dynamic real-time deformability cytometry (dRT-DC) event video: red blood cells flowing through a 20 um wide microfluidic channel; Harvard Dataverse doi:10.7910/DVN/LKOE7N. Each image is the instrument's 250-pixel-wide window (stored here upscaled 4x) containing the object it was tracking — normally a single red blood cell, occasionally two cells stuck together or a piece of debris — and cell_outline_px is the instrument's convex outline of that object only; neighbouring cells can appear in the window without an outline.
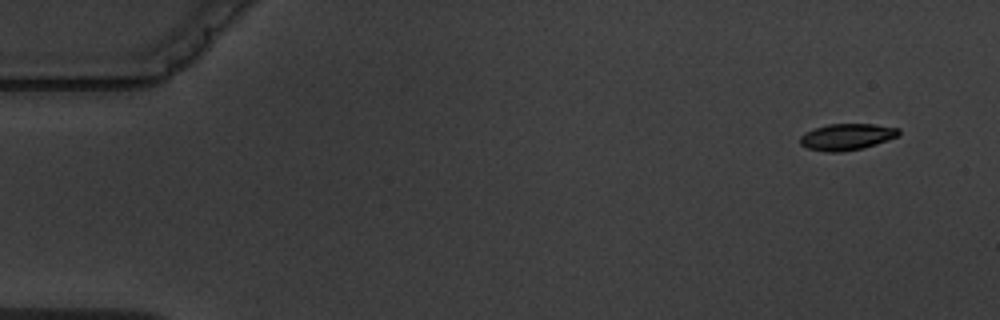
{"species": "common noctule bat (a hibernating species)", "species_latin": "Nyctalus noctula", "temperature_condition": "warm", "stored_images_in_passage": 6, "camera_frame_rate_fps": 3000, "um_per_image_px": 0.085, "animal": {"sex": "male", "body_mass_g": 19.5, "forearm_length_mm": 54.6}, "frame": {"image": 1, "passage_image": 1, "time_ms": 0.0, "image_size_px": [1000, 320], "cell_outline_px": [[900, 136], [864, 148], [840, 152], [824, 152], [808, 148], [800, 144], [800, 136], [816, 128], [828, 124], [872, 124], [900, 128]], "centroid_in_image_um": [72.02, 11.64], "position_along_channel_um": 13.0, "area_um2": 15.2}}
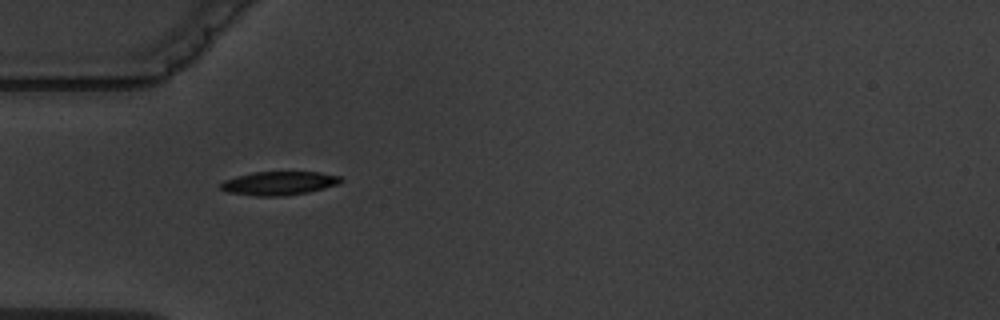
{"frame": {"image": 2, "passage_image": 5, "time_ms": 4.667, "image_size_px": [1000, 320], "cell_outline_px": [[344, 180], [340, 184], [308, 192], [284, 196], [256, 196], [228, 192], [220, 188], [220, 184], [224, 180], [236, 176], [252, 172], [320, 172], [340, 176]], "centroid_in_image_um": [23.74, 15.57], "position_along_channel_um": 61.3, "area_um2": 16.65}}
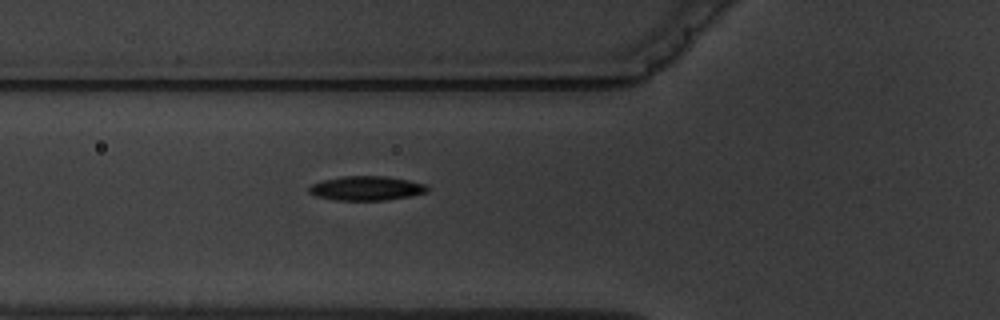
{"frame": {"image": 3, "passage_image": 6, "time_ms": 5.667, "image_size_px": [1000, 320], "cell_outline_px": [[428, 192], [412, 196], [388, 200], [336, 200], [316, 196], [308, 192], [308, 188], [312, 184], [324, 180], [340, 176], [384, 176], [408, 180], [424, 184], [428, 188]], "centroid_in_image_um": [31.15, 16.01], "position_along_channel_um": 94.7, "area_um2": 16.76}}